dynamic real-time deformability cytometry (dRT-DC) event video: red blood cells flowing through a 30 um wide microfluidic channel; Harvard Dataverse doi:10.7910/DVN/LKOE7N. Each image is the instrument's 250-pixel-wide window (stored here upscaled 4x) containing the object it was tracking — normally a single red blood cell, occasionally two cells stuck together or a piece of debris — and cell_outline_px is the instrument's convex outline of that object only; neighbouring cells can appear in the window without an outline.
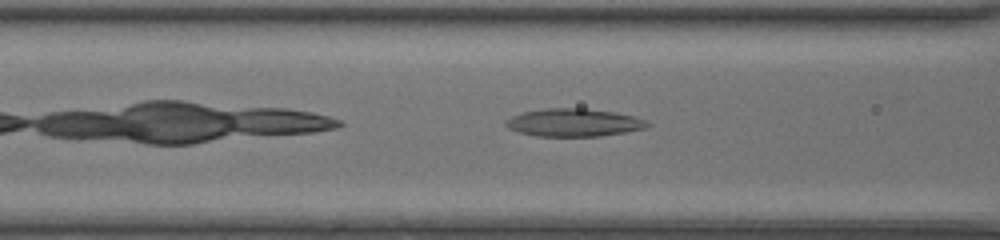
{"species": "common noctule bat (a hibernating species)", "species_latin": "Nyctalus noctula", "temperature_condition": "room temperature", "stored_images_in_passage": 27, "camera_frame_rate_fps": 3000, "um_per_image_px": 0.085, "animal": {"sex": "female", "body_mass_g": 20.0, "forearm_length_mm": 54.0}, "frame": {"image": 1, "passage_image": 5, "time_ms": 1.333, "image_size_px": [1000, 240], "cell_outline_px": [[652, 124], [644, 128], [624, 132], [600, 136], [536, 136], [520, 132], [508, 128], [504, 124], [504, 120], [512, 116], [524, 112], [544, 108], [584, 108], [616, 112], [636, 116], [648, 120]], "centroid_in_image_um": [48.8, 10.41], "position_along_channel_um": 117.8, "area_um2": 23.12}}
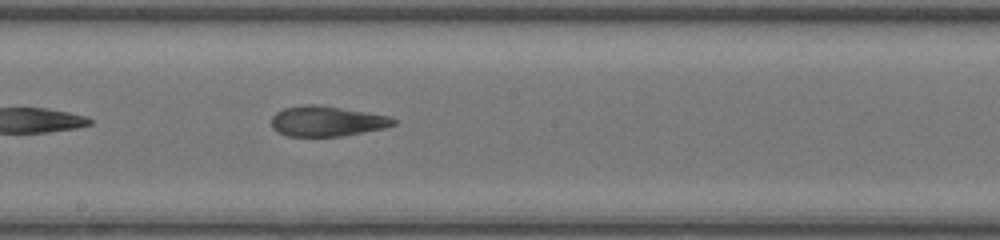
{"frame": {"image": 2, "passage_image": 12, "time_ms": 3.667, "image_size_px": [1000, 240], "cell_outline_px": [[396, 124], [384, 128], [344, 136], [288, 136], [276, 132], [272, 128], [272, 116], [276, 112], [284, 108], [304, 104], [312, 104], [340, 108], [388, 116], [396, 120]], "centroid_in_image_um": [27.74, 10.31], "position_along_channel_um": 220.5, "area_um2": 21.39}}
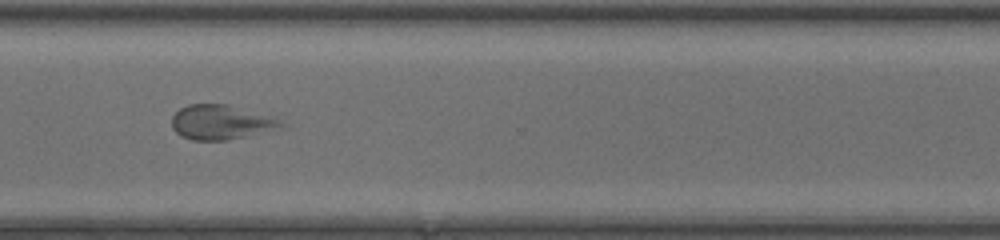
{"frame": {"image": 3, "passage_image": 21, "time_ms": 6.667, "image_size_px": [1000, 240], "cell_outline_px": [[288, 124], [280, 128], [228, 140], [192, 140], [180, 136], [172, 128], [172, 116], [180, 108], [188, 104], [228, 104], [272, 116]], "centroid_in_image_um": [18.78, 10.38], "position_along_channel_um": 351.8, "area_um2": 22.14}, "authors_computed_cell_mechanics": {"area_um2": 21.964, "velocity_mm_per_s": 4.3879, "shape_relaxation_time_tau1_ms": null, "shape_relaxation_time_tau2_ms": 1.787, "deformation_change_tau1": null, "deformation_change_tau2": 0.0982}}